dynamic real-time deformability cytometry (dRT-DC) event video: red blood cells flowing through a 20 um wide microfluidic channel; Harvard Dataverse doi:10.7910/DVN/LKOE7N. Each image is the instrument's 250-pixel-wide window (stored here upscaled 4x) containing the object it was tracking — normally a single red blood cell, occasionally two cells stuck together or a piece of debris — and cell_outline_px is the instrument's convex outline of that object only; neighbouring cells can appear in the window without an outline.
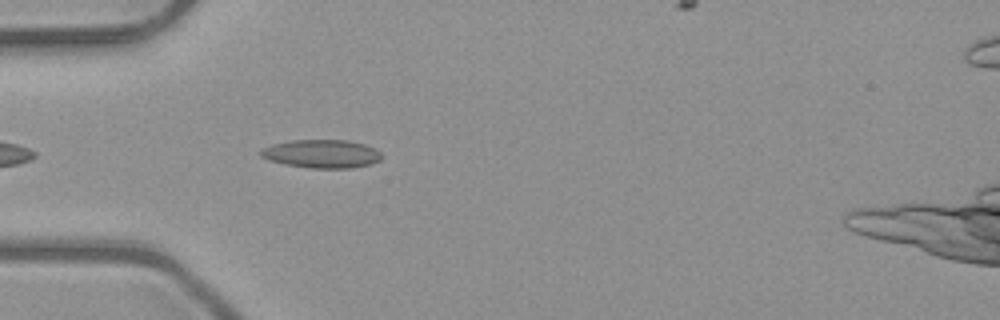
{"species": "common noctule bat (a hibernating species)", "species_latin": "Nyctalus noctula", "temperature_condition": "room temperature", "stored_images_in_passage": 10, "camera_frame_rate_fps": 3000, "um_per_image_px": 0.085, "animal": {"sex": "male", "body_mass_g": 23.1, "forearm_length_mm": 52.7}, "frame": {"image": 1, "passage_image": 1, "time_ms": 0.0, "image_size_px": [1000, 320], "cell_outline_px": [[384, 156], [380, 160], [372, 164], [352, 168], [308, 168], [284, 164], [268, 160], [260, 156], [260, 152], [264, 148], [272, 144], [292, 140], [348, 140], [364, 144], [376, 148]], "centroid_in_image_um": [27.38, 13.08], "position_along_channel_um": 57.6, "area_um2": 20.17}}
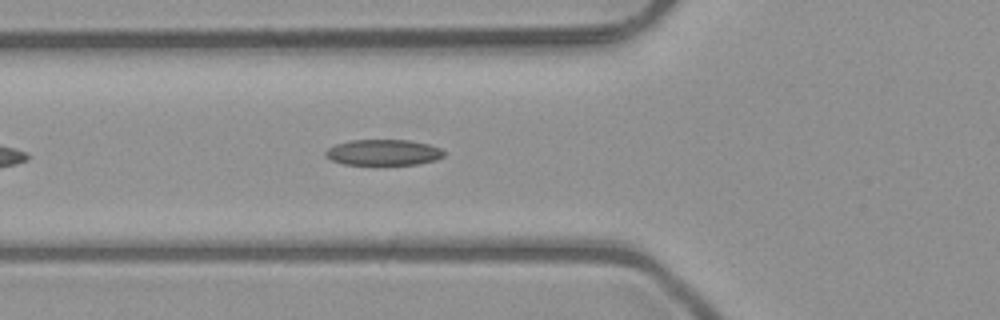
{"frame": {"image": 2, "passage_image": 4, "time_ms": 1.0, "image_size_px": [1000, 320], "cell_outline_px": [[444, 156], [436, 160], [416, 164], [344, 164], [332, 160], [324, 156], [324, 152], [328, 148], [336, 144], [352, 140], [408, 140], [428, 144], [440, 148], [444, 152]], "centroid_in_image_um": [32.57, 12.95], "position_along_channel_um": 93.2, "area_um2": 17.69}}
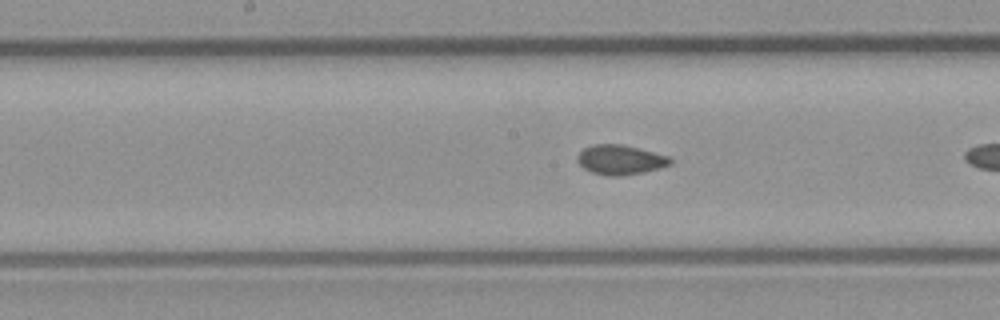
{"frame": {"image": 3, "passage_image": 9, "time_ms": 2.667, "image_size_px": [1000, 320], "cell_outline_px": [[672, 164], [660, 168], [644, 172], [620, 176], [608, 176], [592, 172], [584, 168], [576, 160], [576, 156], [584, 148], [592, 144], [620, 144], [640, 148], [668, 156], [672, 160]], "centroid_in_image_um": [52.72, 13.58], "position_along_channel_um": 195.5, "area_um2": 16.13}}